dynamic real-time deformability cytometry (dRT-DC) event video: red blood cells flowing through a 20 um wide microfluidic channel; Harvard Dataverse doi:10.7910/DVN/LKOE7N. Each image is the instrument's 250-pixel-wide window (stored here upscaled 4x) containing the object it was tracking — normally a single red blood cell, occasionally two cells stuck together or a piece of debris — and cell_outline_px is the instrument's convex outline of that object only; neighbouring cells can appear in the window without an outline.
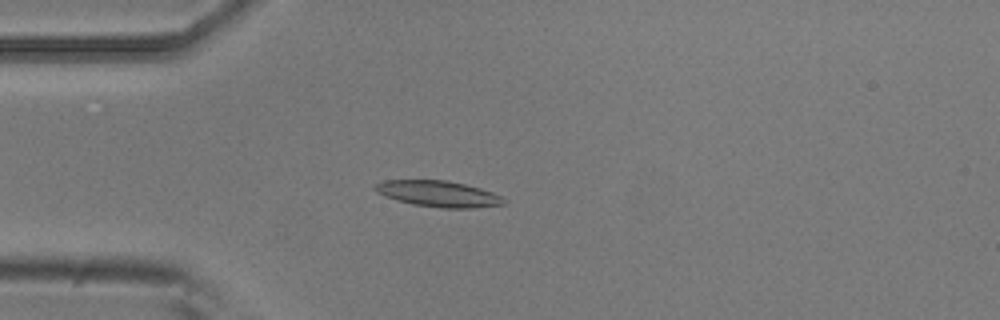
{"species": "common noctule bat (a hibernating species)", "species_latin": "Nyctalus noctula", "temperature_condition": "room temperature", "stored_images_in_passage": 4, "camera_frame_rate_fps": 3000, "um_per_image_px": 0.085, "animal": {"sex": "male", "body_mass_g": 20.5, "forearm_length_mm": 52.5}, "frame": {"image": 1, "passage_image": 4, "time_ms": 1.0, "image_size_px": [1000, 320], "cell_outline_px": [[504, 204], [472, 208], [440, 208], [412, 204], [396, 200], [376, 192], [372, 188], [372, 184], [384, 180], [448, 180], [480, 188], [492, 192], [500, 196], [504, 200]], "centroid_in_image_um": [37.19, 16.46], "position_along_channel_um": 47.8, "area_um2": 19.59}}